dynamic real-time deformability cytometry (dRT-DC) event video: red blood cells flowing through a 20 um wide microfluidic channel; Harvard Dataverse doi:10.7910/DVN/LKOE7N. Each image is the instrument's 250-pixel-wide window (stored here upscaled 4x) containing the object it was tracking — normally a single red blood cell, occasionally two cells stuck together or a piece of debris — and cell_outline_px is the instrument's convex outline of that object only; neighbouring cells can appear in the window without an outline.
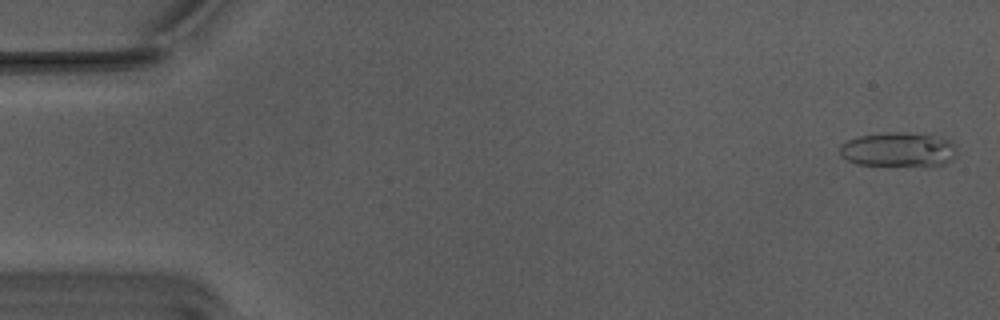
{"species": "Egyptian fruit bat (a non-hibernating species)", "species_latin": "Rousettus aegyptiacus", "temperature_condition": "warm", "stored_images_in_passage": 8, "camera_frame_rate_fps": 3000, "um_per_image_px": 0.085, "animal": {"sex": "male"}, "frame": {"image": 1, "passage_image": 1, "time_ms": 0.0, "image_size_px": [1000, 320], "cell_outline_px": [[956, 156], [952, 160], [944, 164], [932, 168], [924, 168], [856, 164], [844, 160], [840, 156], [840, 144], [848, 140], [860, 136], [888, 132], [904, 132], [932, 136], [952, 140], [956, 152]], "centroid_in_image_um": [76.38, 12.77], "position_along_channel_um": 8.6, "area_um2": 24.39}}